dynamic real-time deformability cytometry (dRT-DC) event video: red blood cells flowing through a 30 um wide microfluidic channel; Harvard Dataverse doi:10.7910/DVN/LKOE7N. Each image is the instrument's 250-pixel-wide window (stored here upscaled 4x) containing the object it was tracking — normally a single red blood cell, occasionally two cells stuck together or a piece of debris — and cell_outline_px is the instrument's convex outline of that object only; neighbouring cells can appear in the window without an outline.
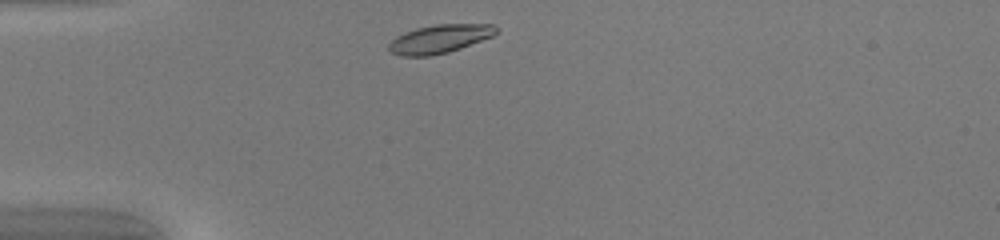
{"species": "common noctule bat (a hibernating species)", "species_latin": "Nyctalus noctula", "temperature_condition": "warm", "stored_images_in_passage": 31, "camera_frame_rate_fps": 3000, "um_per_image_px": 0.085, "animal": {"sex": "female", "body_mass_g": 20.0, "forearm_length_mm": 54.0}, "frame": {"image": 1, "passage_image": 1, "time_ms": 0.0, "image_size_px": [1000, 240], "cell_outline_px": [[500, 32], [492, 36], [460, 48], [448, 52], [428, 56], [400, 56], [392, 52], [388, 48], [388, 44], [396, 36], [404, 32], [416, 28], [436, 24], [496, 24], [500, 28]], "centroid_in_image_um": [37.4, 3.29], "position_along_channel_um": 47.6, "area_um2": 17.92}}
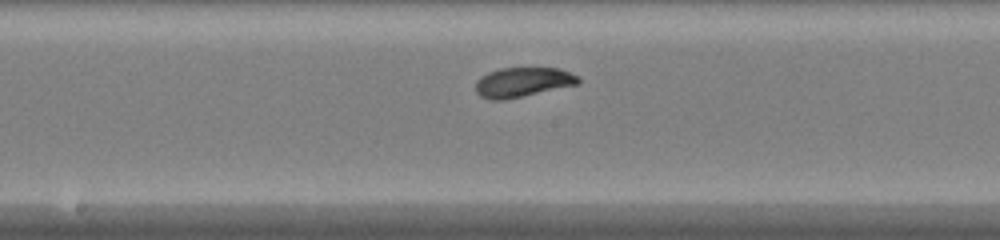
{"frame": {"image": 2, "passage_image": 14, "time_ms": 4.333, "image_size_px": [1000, 240], "cell_outline_px": [[580, 84], [524, 96], [504, 100], [492, 100], [480, 96], [476, 92], [476, 80], [480, 76], [488, 72], [500, 68], [556, 68], [580, 76]], "centroid_in_image_um": [44.43, 6.99], "position_along_channel_um": 203.8, "area_um2": 17.86}}
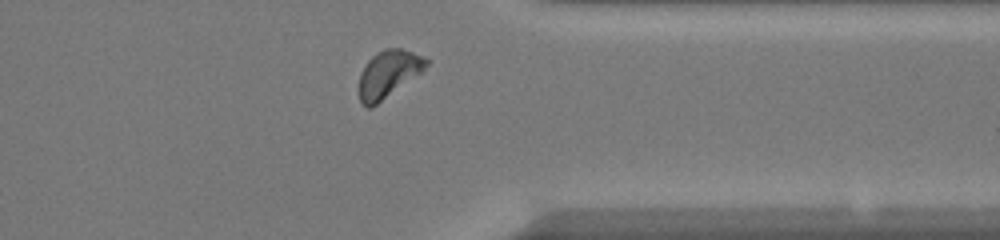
{"frame": {"image": 3, "passage_image": 27, "time_ms": 8.667, "image_size_px": [1000, 240], "cell_outline_px": [[428, 64], [424, 72], [372, 108], [368, 108], [360, 100], [356, 92], [360, 72], [364, 64], [376, 52], [384, 48], [400, 48], [412, 52], [428, 60]], "centroid_in_image_um": [32.98, 6.31], "position_along_channel_um": 378.4, "area_um2": 19.07}, "authors_computed_cell_mechanics": {"area_um2": 17.8602, "velocity_mm_per_s": 4.1282, "shape_relaxation_time_tau1_ms": 2.0867, "shape_relaxation_time_tau2_ms": 1.0285, "deformation_change_tau1": 0.1143, "deformation_change_tau2": 0.0463}}